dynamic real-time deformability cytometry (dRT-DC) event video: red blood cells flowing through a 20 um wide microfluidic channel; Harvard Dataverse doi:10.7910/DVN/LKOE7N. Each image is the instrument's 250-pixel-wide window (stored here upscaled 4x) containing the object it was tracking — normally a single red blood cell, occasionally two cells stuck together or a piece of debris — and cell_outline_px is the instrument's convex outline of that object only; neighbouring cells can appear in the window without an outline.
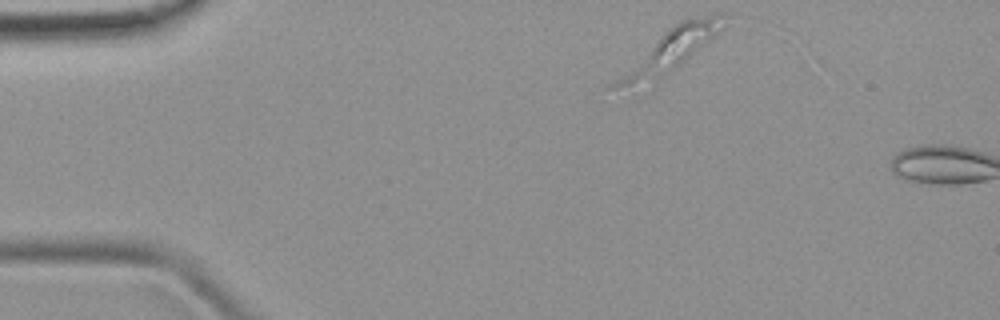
{"species": "common noctule bat (a hibernating species)", "species_latin": "Nyctalus noctula", "temperature_condition": "room temperature", "stored_images_in_passage": 2, "camera_frame_rate_fps": 3000, "um_per_image_px": 0.085, "animal": {"sex": "female", "body_mass_g": 19.9}, "frame": {"image": 1, "passage_image": 1, "time_ms": 0.0, "image_size_px": [1000, 320], "cell_outline_px": [[724, 16], [716, 32], [708, 40], [680, 64], [660, 76], [616, 88], [604, 88], [608, 84], [664, 32], [680, 20], [716, 12], [724, 12]], "centroid_in_image_um": [56.93, 4.19], "position_along_channel_um": 28.1, "area_um2": 23.99}}